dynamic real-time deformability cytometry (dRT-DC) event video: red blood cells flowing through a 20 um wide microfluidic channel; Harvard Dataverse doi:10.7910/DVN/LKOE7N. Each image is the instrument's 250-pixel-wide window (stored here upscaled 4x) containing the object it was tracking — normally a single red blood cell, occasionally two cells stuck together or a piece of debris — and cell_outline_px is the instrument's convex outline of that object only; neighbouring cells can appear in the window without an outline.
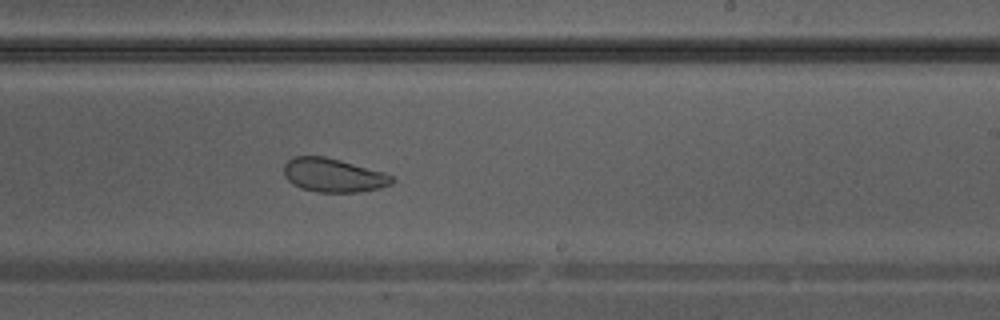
{"species": "Egyptian fruit bat (a non-hibernating species)", "species_latin": "Rousettus aegyptiacus", "temperature_condition": "warm", "stored_images_in_passage": 29, "camera_frame_rate_fps": 3000, "um_per_image_px": 0.085, "animal": {"sex": "male"}, "frame": {"image": 1, "passage_image": 13, "time_ms": 4.0, "image_size_px": [1000, 320], "cell_outline_px": [[396, 180], [392, 184], [380, 188], [360, 192], [320, 192], [300, 188], [292, 184], [284, 176], [284, 164], [292, 156], [324, 156], [340, 160], [384, 172], [392, 176]], "centroid_in_image_um": [28.33, 14.89], "position_along_channel_um": 260.7, "area_um2": 21.39}}
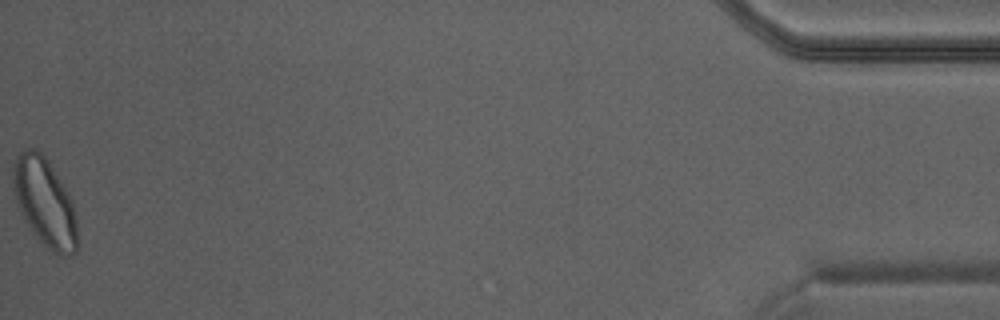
{"frame": {"image": 2, "passage_image": 29, "time_ms": 9.333, "image_size_px": [1000, 320], "cell_outline_px": [[76, 252], [64, 256], [60, 256], [52, 252], [36, 236], [24, 220], [16, 200], [12, 180], [12, 176], [16, 160], [20, 152], [28, 148], [36, 148], [48, 160], [68, 192], [72, 200], [76, 220]], "centroid_in_image_um": [3.81, 17.19], "position_along_channel_um": 431.4, "area_um2": 32.6}}